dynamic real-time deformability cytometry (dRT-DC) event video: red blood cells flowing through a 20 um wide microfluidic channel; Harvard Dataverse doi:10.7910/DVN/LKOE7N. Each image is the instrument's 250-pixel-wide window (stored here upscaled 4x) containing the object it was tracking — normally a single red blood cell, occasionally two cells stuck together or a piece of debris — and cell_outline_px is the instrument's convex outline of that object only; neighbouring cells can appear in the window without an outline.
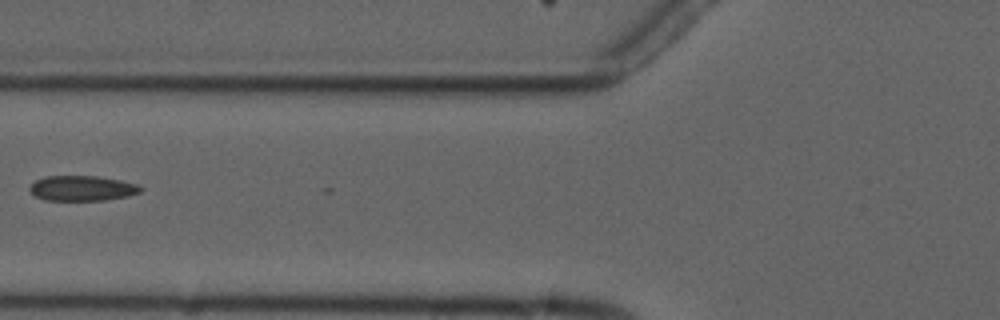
{"species": "common noctule bat (a hibernating species)", "species_latin": "Nyctalus noctula", "temperature_condition": "cold", "stored_images_in_passage": 5, "camera_frame_rate_fps": 3000, "um_per_image_px": 0.085, "animal": {"sex": "male", "forearm_length_mm": 52.5}, "frame": {"image": 1, "passage_image": 5, "time_ms": 4.667, "image_size_px": [1000, 320], "cell_outline_px": [[144, 188], [140, 192], [128, 196], [104, 200], [44, 200], [36, 196], [28, 188], [36, 180], [44, 176], [96, 176], [120, 180], [136, 184]], "centroid_in_image_um": [6.98, 16.0], "position_along_channel_um": 118.8, "area_um2": 16.18}}